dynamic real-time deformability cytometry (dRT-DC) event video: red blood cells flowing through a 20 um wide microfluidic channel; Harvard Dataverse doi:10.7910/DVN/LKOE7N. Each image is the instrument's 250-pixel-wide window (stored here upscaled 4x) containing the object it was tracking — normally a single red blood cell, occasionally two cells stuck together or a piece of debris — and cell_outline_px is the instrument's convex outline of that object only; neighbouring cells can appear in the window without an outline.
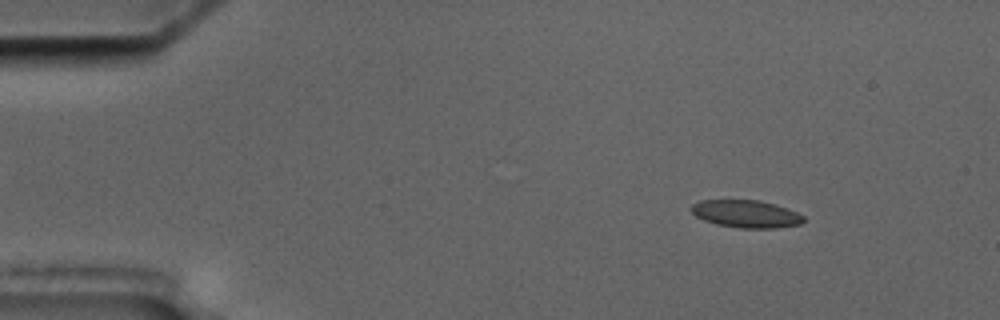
{"species": "common noctule bat (a hibernating species)", "species_latin": "Nyctalus noctula", "temperature_condition": "cold", "stored_images_in_passage": 4, "camera_frame_rate_fps": 3000, "um_per_image_px": 0.085, "animal": {"sex": "male", "body_mass_g": 17.5, "forearm_length_mm": 52.3}, "frame": {"image": 1, "passage_image": 1, "time_ms": 0.0, "image_size_px": [1000, 320], "cell_outline_px": [[804, 220], [800, 224], [776, 228], [740, 228], [716, 224], [704, 220], [696, 216], [692, 212], [692, 204], [700, 200], [760, 200], [776, 204], [796, 212], [804, 216]], "centroid_in_image_um": [63.42, 18.18], "position_along_channel_um": 21.6, "area_um2": 17.98}}